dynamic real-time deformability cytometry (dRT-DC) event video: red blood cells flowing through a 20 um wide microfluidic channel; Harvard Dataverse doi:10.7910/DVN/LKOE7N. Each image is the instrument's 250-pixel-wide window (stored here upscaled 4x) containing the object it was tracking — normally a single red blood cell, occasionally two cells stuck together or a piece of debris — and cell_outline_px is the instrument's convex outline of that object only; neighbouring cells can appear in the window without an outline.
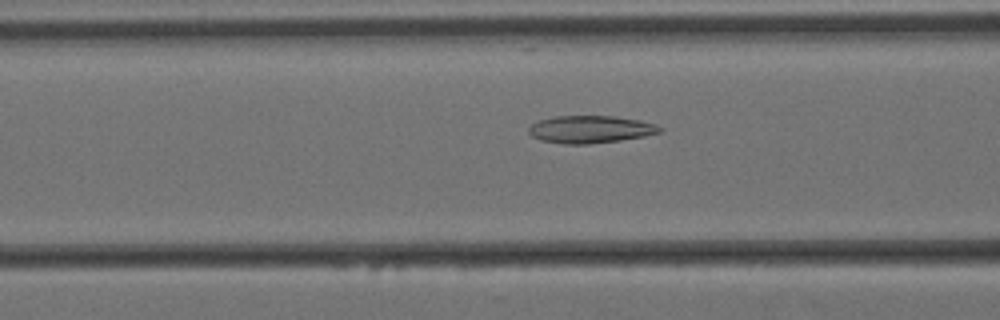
{"species": "Egyptian fruit bat (a non-hibernating species)", "species_latin": "Rousettus aegyptiacus", "temperature_condition": "cold", "stored_images_in_passage": 54, "camera_frame_rate_fps": 3000, "um_per_image_px": 0.085, "animal": {"sex": "female"}, "frame": {"image": 1, "passage_image": 18, "time_ms": 5.667, "image_size_px": [1000, 320], "cell_outline_px": [[664, 128], [660, 132], [644, 136], [620, 140], [588, 144], [564, 144], [540, 140], [532, 136], [528, 132], [528, 128], [536, 120], [552, 116], [616, 116], [640, 120], [656, 124]], "centroid_in_image_um": [50.16, 10.98], "position_along_channel_um": 116.4, "area_um2": 21.15}}
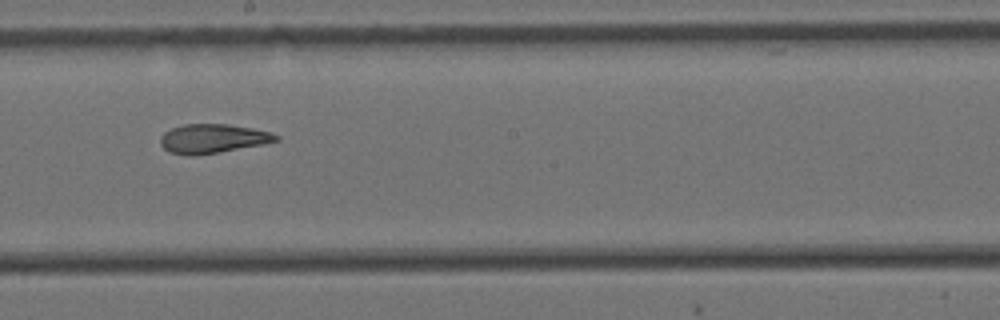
{"frame": {"image": 2, "passage_image": 28, "time_ms": 9.0, "image_size_px": [1000, 320], "cell_outline_px": [[280, 140], [260, 144], [216, 152], [192, 156], [188, 156], [168, 152], [160, 144], [160, 136], [164, 132], [172, 128], [184, 124], [228, 124], [252, 128], [272, 132], [280, 136]], "centroid_in_image_um": [18.05, 11.77], "position_along_channel_um": 230.2, "area_um2": 19.48}}
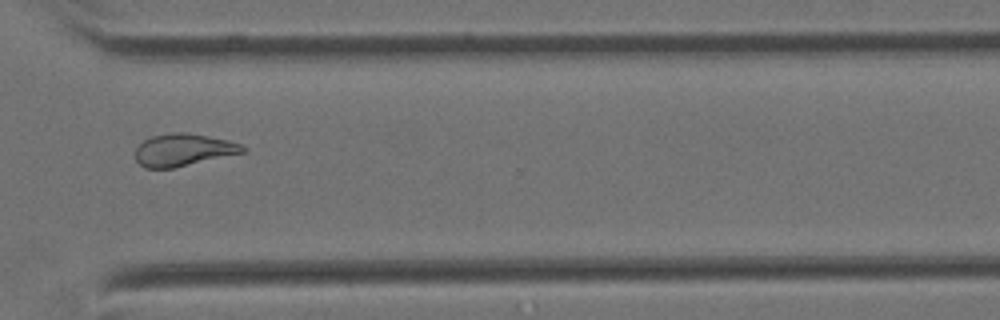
{"frame": {"image": 3, "passage_image": 39, "time_ms": 12.667, "image_size_px": [1000, 320], "cell_outline_px": [[248, 148], [244, 152], [172, 168], [144, 168], [136, 160], [136, 148], [144, 140], [152, 136], [172, 132], [184, 132], [208, 136], [228, 140], [240, 144]], "centroid_in_image_um": [15.57, 12.73], "position_along_channel_um": 355.0, "area_um2": 20.0}, "authors_computed_cell_mechanics": {"area_um2": 21.0103, "velocity_mm_per_s": 3.4169, "shape_relaxation_time_tau1_ms": null, "shape_relaxation_time_tau2_ms": 3.6553, "deformation_change_tau1": null, "deformation_change_tau2": 0.12}}